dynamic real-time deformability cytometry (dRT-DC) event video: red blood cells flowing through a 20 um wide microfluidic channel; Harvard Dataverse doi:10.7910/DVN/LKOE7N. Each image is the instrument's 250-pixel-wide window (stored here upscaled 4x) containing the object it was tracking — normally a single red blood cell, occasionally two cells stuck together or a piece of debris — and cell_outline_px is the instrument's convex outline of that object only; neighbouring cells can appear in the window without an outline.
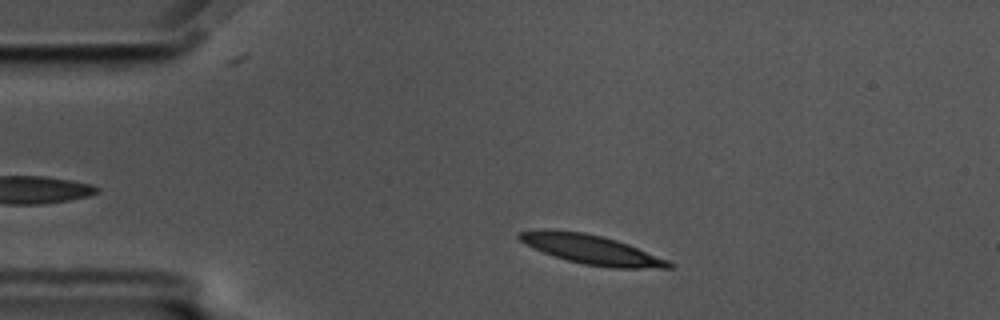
{"species": "common noctule bat (a hibernating species)", "species_latin": "Nyctalus noctula", "temperature_condition": "cold", "stored_images_in_passage": 52, "camera_frame_rate_fps": 3000, "um_per_image_px": 0.085, "animal": {"sex": "male", "body_mass_g": 17.5, "forearm_length_mm": 52.3}, "frame": {"image": 1, "passage_image": 5, "time_ms": 1.333, "image_size_px": [1000, 320], "cell_outline_px": [[676, 264], [672, 268], [608, 268], [584, 264], [568, 260], [532, 248], [524, 244], [516, 236], [516, 232], [584, 232], [616, 240], [628, 244], [668, 260]], "centroid_in_image_um": [50.38, 21.26], "position_along_channel_um": 34.6, "area_um2": 24.68}}
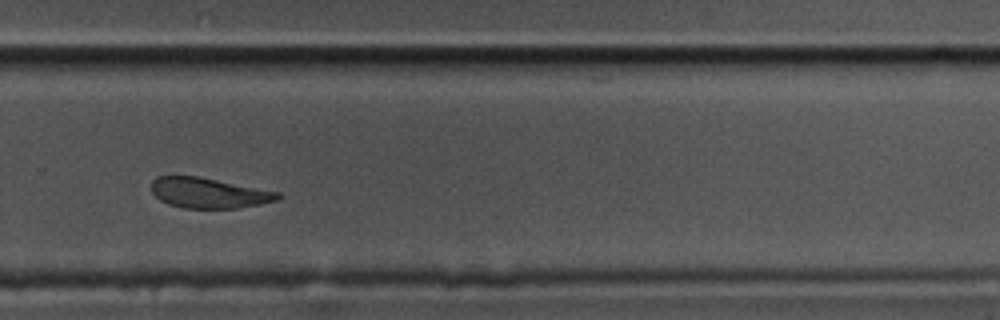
{"frame": {"image": 2, "passage_image": 33, "time_ms": 10.667, "image_size_px": [1000, 320], "cell_outline_px": [[280, 200], [240, 208], [184, 208], [168, 204], [160, 200], [152, 192], [152, 180], [156, 176], [196, 176], [280, 192]], "centroid_in_image_um": [17.75, 16.41], "position_along_channel_um": 312.1, "area_um2": 22.25}}
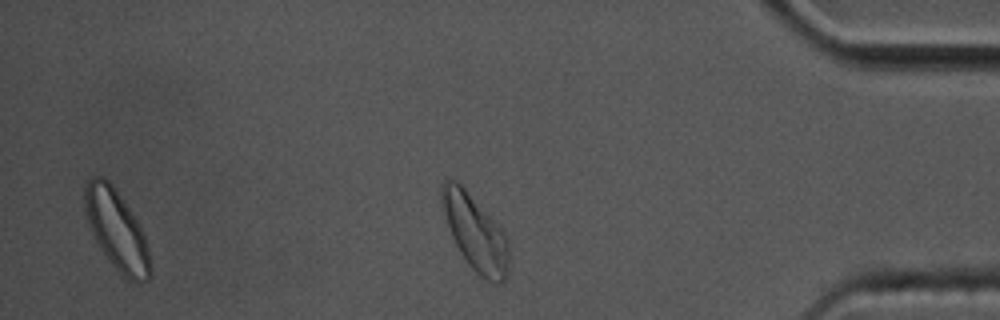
{"frame": {"image": 3, "passage_image": 43, "time_ms": 14.0, "image_size_px": [1000, 320], "cell_outline_px": [[508, 276], [504, 284], [500, 284], [488, 280], [480, 276], [468, 264], [460, 252], [452, 236], [440, 200], [440, 188], [444, 180], [456, 180], [464, 188], [508, 236]], "centroid_in_image_um": [40.41, 19.81], "position_along_channel_um": 394.8, "area_um2": 29.19}, "authors_computed_cell_mechanics": {"area_um2": 25.0852, "velocity_mm_per_s": 3.3935, "shape_relaxation_time_tau1_ms": 6.0226, "shape_relaxation_time_tau2_ms": 3.4835, "deformation_change_tau1": 0.16, "deformation_change_tau2": 0.1076}}